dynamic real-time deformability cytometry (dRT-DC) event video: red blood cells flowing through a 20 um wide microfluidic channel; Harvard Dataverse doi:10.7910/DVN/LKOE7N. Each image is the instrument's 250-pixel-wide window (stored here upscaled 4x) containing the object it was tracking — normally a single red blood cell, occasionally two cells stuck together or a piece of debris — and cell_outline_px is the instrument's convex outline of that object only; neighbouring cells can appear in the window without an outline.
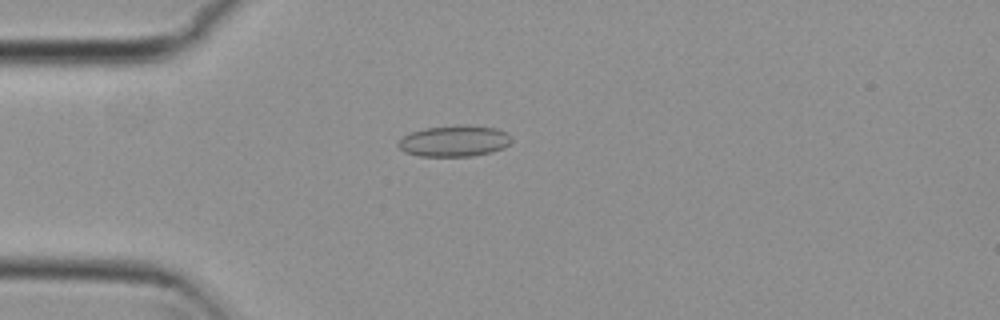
{"species": "common noctule bat (a hibernating species)", "species_latin": "Nyctalus noctula", "temperature_condition": "cold", "stored_images_in_passage": 3, "camera_frame_rate_fps": 3000, "um_per_image_px": 0.085, "animal": {"sex": "female", "body_mass_g": 29.2, "forearm_length_mm": 56.3}, "frame": {"image": 1, "passage_image": 3, "time_ms": 0.667, "image_size_px": [1000, 320], "cell_outline_px": [[512, 140], [504, 148], [492, 152], [472, 156], [420, 156], [404, 152], [396, 144], [404, 136], [412, 132], [424, 128], [460, 124], [468, 124], [496, 128], [508, 132], [512, 136]], "centroid_in_image_um": [38.66, 11.97], "position_along_channel_um": 46.3, "area_um2": 20.87}}